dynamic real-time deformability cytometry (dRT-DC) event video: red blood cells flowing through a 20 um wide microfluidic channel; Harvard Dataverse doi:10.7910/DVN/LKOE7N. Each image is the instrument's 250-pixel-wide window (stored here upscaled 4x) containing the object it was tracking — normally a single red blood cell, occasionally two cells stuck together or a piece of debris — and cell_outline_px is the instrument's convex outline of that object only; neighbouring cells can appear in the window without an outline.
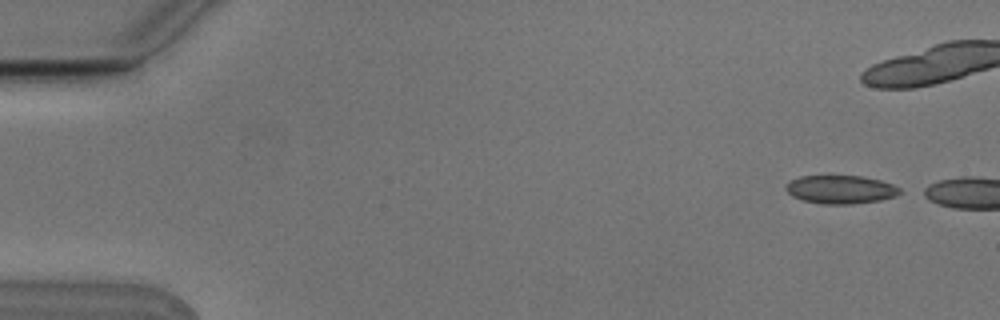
{"species": "Egyptian fruit bat (a non-hibernating species)", "species_latin": "Rousettus aegyptiacus", "temperature_condition": "cold", "stored_images_in_passage": 5, "camera_frame_rate_fps": 3000, "um_per_image_px": 0.085, "animal": {"sex": "male"}, "frame": {"image": 1, "passage_image": 1, "time_ms": 0.0, "image_size_px": [1000, 320], "cell_outline_px": [[900, 192], [896, 196], [880, 200], [852, 204], [820, 204], [800, 200], [792, 196], [784, 188], [792, 180], [800, 176], [860, 176], [880, 180], [892, 184], [900, 188]], "centroid_in_image_um": [71.44, 16.12], "position_along_channel_um": 13.6, "area_um2": 18.79}}